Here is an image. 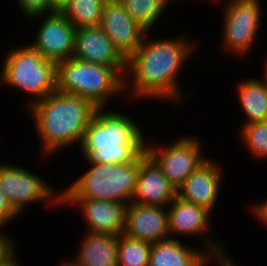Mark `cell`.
<instances>
[{"label": "cell", "mask_w": 267, "mask_h": 266, "mask_svg": "<svg viewBox=\"0 0 267 266\" xmlns=\"http://www.w3.org/2000/svg\"><path fill=\"white\" fill-rule=\"evenodd\" d=\"M56 90L84 97L98 108H108L112 97L120 93L125 96V78L114 67L71 57L56 63Z\"/></svg>", "instance_id": "cell-4"}, {"label": "cell", "mask_w": 267, "mask_h": 266, "mask_svg": "<svg viewBox=\"0 0 267 266\" xmlns=\"http://www.w3.org/2000/svg\"><path fill=\"white\" fill-rule=\"evenodd\" d=\"M176 196L177 189L146 154L139 161L136 190L130 203L167 207Z\"/></svg>", "instance_id": "cell-17"}, {"label": "cell", "mask_w": 267, "mask_h": 266, "mask_svg": "<svg viewBox=\"0 0 267 266\" xmlns=\"http://www.w3.org/2000/svg\"><path fill=\"white\" fill-rule=\"evenodd\" d=\"M173 0H119L131 18L147 32L152 29Z\"/></svg>", "instance_id": "cell-22"}, {"label": "cell", "mask_w": 267, "mask_h": 266, "mask_svg": "<svg viewBox=\"0 0 267 266\" xmlns=\"http://www.w3.org/2000/svg\"><path fill=\"white\" fill-rule=\"evenodd\" d=\"M212 260L214 263L215 259L206 250L170 238L152 244L149 266H208Z\"/></svg>", "instance_id": "cell-18"}, {"label": "cell", "mask_w": 267, "mask_h": 266, "mask_svg": "<svg viewBox=\"0 0 267 266\" xmlns=\"http://www.w3.org/2000/svg\"><path fill=\"white\" fill-rule=\"evenodd\" d=\"M123 234L150 244L170 239L168 208L130 203Z\"/></svg>", "instance_id": "cell-15"}, {"label": "cell", "mask_w": 267, "mask_h": 266, "mask_svg": "<svg viewBox=\"0 0 267 266\" xmlns=\"http://www.w3.org/2000/svg\"><path fill=\"white\" fill-rule=\"evenodd\" d=\"M107 0H69L60 12L76 27L99 26Z\"/></svg>", "instance_id": "cell-21"}, {"label": "cell", "mask_w": 267, "mask_h": 266, "mask_svg": "<svg viewBox=\"0 0 267 266\" xmlns=\"http://www.w3.org/2000/svg\"><path fill=\"white\" fill-rule=\"evenodd\" d=\"M29 109L43 153L49 156L78 143L80 147L98 107L84 97L56 90Z\"/></svg>", "instance_id": "cell-2"}, {"label": "cell", "mask_w": 267, "mask_h": 266, "mask_svg": "<svg viewBox=\"0 0 267 266\" xmlns=\"http://www.w3.org/2000/svg\"><path fill=\"white\" fill-rule=\"evenodd\" d=\"M42 179L28 168L0 164V189L19 216L34 203L49 202L50 206H61V191L54 194L53 186Z\"/></svg>", "instance_id": "cell-8"}, {"label": "cell", "mask_w": 267, "mask_h": 266, "mask_svg": "<svg viewBox=\"0 0 267 266\" xmlns=\"http://www.w3.org/2000/svg\"><path fill=\"white\" fill-rule=\"evenodd\" d=\"M239 132L240 140L253 157L264 161L267 158V121L242 124Z\"/></svg>", "instance_id": "cell-24"}, {"label": "cell", "mask_w": 267, "mask_h": 266, "mask_svg": "<svg viewBox=\"0 0 267 266\" xmlns=\"http://www.w3.org/2000/svg\"><path fill=\"white\" fill-rule=\"evenodd\" d=\"M176 38L144 37L139 48L127 59L126 75L129 77L125 76V93L129 96L126 97L139 99V102L143 98L180 102L183 97L178 83L180 73L185 62L192 58L191 54L196 52V44L185 36Z\"/></svg>", "instance_id": "cell-1"}, {"label": "cell", "mask_w": 267, "mask_h": 266, "mask_svg": "<svg viewBox=\"0 0 267 266\" xmlns=\"http://www.w3.org/2000/svg\"><path fill=\"white\" fill-rule=\"evenodd\" d=\"M73 57L80 61L114 67L124 78L127 60L99 26L77 28Z\"/></svg>", "instance_id": "cell-14"}, {"label": "cell", "mask_w": 267, "mask_h": 266, "mask_svg": "<svg viewBox=\"0 0 267 266\" xmlns=\"http://www.w3.org/2000/svg\"><path fill=\"white\" fill-rule=\"evenodd\" d=\"M20 261H18L17 253H15L9 260L0 266H20Z\"/></svg>", "instance_id": "cell-29"}, {"label": "cell", "mask_w": 267, "mask_h": 266, "mask_svg": "<svg viewBox=\"0 0 267 266\" xmlns=\"http://www.w3.org/2000/svg\"><path fill=\"white\" fill-rule=\"evenodd\" d=\"M182 136L169 145L166 143L155 146L146 143L145 146L146 154L177 190L190 174L209 159L196 136Z\"/></svg>", "instance_id": "cell-9"}, {"label": "cell", "mask_w": 267, "mask_h": 266, "mask_svg": "<svg viewBox=\"0 0 267 266\" xmlns=\"http://www.w3.org/2000/svg\"><path fill=\"white\" fill-rule=\"evenodd\" d=\"M0 82L29 93L28 106L56 91V63L43 57L29 44L7 52Z\"/></svg>", "instance_id": "cell-6"}, {"label": "cell", "mask_w": 267, "mask_h": 266, "mask_svg": "<svg viewBox=\"0 0 267 266\" xmlns=\"http://www.w3.org/2000/svg\"><path fill=\"white\" fill-rule=\"evenodd\" d=\"M30 19L41 21L35 40L29 44L32 48L55 63L73 57L77 28L60 11Z\"/></svg>", "instance_id": "cell-11"}, {"label": "cell", "mask_w": 267, "mask_h": 266, "mask_svg": "<svg viewBox=\"0 0 267 266\" xmlns=\"http://www.w3.org/2000/svg\"><path fill=\"white\" fill-rule=\"evenodd\" d=\"M53 4L59 9L61 10L62 7L69 1V0H52Z\"/></svg>", "instance_id": "cell-30"}, {"label": "cell", "mask_w": 267, "mask_h": 266, "mask_svg": "<svg viewBox=\"0 0 267 266\" xmlns=\"http://www.w3.org/2000/svg\"><path fill=\"white\" fill-rule=\"evenodd\" d=\"M130 116L98 108L88 124L80 151L95 163H130L145 152L147 139Z\"/></svg>", "instance_id": "cell-3"}, {"label": "cell", "mask_w": 267, "mask_h": 266, "mask_svg": "<svg viewBox=\"0 0 267 266\" xmlns=\"http://www.w3.org/2000/svg\"><path fill=\"white\" fill-rule=\"evenodd\" d=\"M61 205L78 207L90 233L120 235L124 232L129 204L95 198H61Z\"/></svg>", "instance_id": "cell-13"}, {"label": "cell", "mask_w": 267, "mask_h": 266, "mask_svg": "<svg viewBox=\"0 0 267 266\" xmlns=\"http://www.w3.org/2000/svg\"><path fill=\"white\" fill-rule=\"evenodd\" d=\"M141 153L130 163H89V169L61 191L62 198H95L130 204L136 190Z\"/></svg>", "instance_id": "cell-5"}, {"label": "cell", "mask_w": 267, "mask_h": 266, "mask_svg": "<svg viewBox=\"0 0 267 266\" xmlns=\"http://www.w3.org/2000/svg\"><path fill=\"white\" fill-rule=\"evenodd\" d=\"M72 260V261H71ZM61 264V266H81V265H79V264H77L73 259H71L70 258V261L68 260V261H64V263L62 262V263H60Z\"/></svg>", "instance_id": "cell-31"}, {"label": "cell", "mask_w": 267, "mask_h": 266, "mask_svg": "<svg viewBox=\"0 0 267 266\" xmlns=\"http://www.w3.org/2000/svg\"><path fill=\"white\" fill-rule=\"evenodd\" d=\"M249 78L237 84L239 104L245 113L244 124L267 121V76Z\"/></svg>", "instance_id": "cell-20"}, {"label": "cell", "mask_w": 267, "mask_h": 266, "mask_svg": "<svg viewBox=\"0 0 267 266\" xmlns=\"http://www.w3.org/2000/svg\"><path fill=\"white\" fill-rule=\"evenodd\" d=\"M3 228H0V265L9 260L15 253V243L11 235L2 232ZM14 244V245H13Z\"/></svg>", "instance_id": "cell-27"}, {"label": "cell", "mask_w": 267, "mask_h": 266, "mask_svg": "<svg viewBox=\"0 0 267 266\" xmlns=\"http://www.w3.org/2000/svg\"><path fill=\"white\" fill-rule=\"evenodd\" d=\"M73 260L81 266H117L118 235L85 233ZM80 251V252H79Z\"/></svg>", "instance_id": "cell-19"}, {"label": "cell", "mask_w": 267, "mask_h": 266, "mask_svg": "<svg viewBox=\"0 0 267 266\" xmlns=\"http://www.w3.org/2000/svg\"><path fill=\"white\" fill-rule=\"evenodd\" d=\"M152 244L129 238L123 233L118 236L117 266H149Z\"/></svg>", "instance_id": "cell-23"}, {"label": "cell", "mask_w": 267, "mask_h": 266, "mask_svg": "<svg viewBox=\"0 0 267 266\" xmlns=\"http://www.w3.org/2000/svg\"><path fill=\"white\" fill-rule=\"evenodd\" d=\"M266 62L264 63L263 67H264V74L267 76V56L266 59H264Z\"/></svg>", "instance_id": "cell-32"}, {"label": "cell", "mask_w": 267, "mask_h": 266, "mask_svg": "<svg viewBox=\"0 0 267 266\" xmlns=\"http://www.w3.org/2000/svg\"><path fill=\"white\" fill-rule=\"evenodd\" d=\"M260 3V0H227L223 5L222 48L234 53V57H245L255 44L262 25Z\"/></svg>", "instance_id": "cell-7"}, {"label": "cell", "mask_w": 267, "mask_h": 266, "mask_svg": "<svg viewBox=\"0 0 267 266\" xmlns=\"http://www.w3.org/2000/svg\"><path fill=\"white\" fill-rule=\"evenodd\" d=\"M252 214H254L257 220L262 221L267 226V198L265 200H261L258 203L253 202V205L250 207Z\"/></svg>", "instance_id": "cell-28"}, {"label": "cell", "mask_w": 267, "mask_h": 266, "mask_svg": "<svg viewBox=\"0 0 267 266\" xmlns=\"http://www.w3.org/2000/svg\"><path fill=\"white\" fill-rule=\"evenodd\" d=\"M19 215L13 210L5 194L0 189V228L5 229L10 221H13ZM7 223V224H6Z\"/></svg>", "instance_id": "cell-26"}, {"label": "cell", "mask_w": 267, "mask_h": 266, "mask_svg": "<svg viewBox=\"0 0 267 266\" xmlns=\"http://www.w3.org/2000/svg\"><path fill=\"white\" fill-rule=\"evenodd\" d=\"M99 27L126 60L139 48L148 33L131 18L119 0L105 2Z\"/></svg>", "instance_id": "cell-12"}, {"label": "cell", "mask_w": 267, "mask_h": 266, "mask_svg": "<svg viewBox=\"0 0 267 266\" xmlns=\"http://www.w3.org/2000/svg\"><path fill=\"white\" fill-rule=\"evenodd\" d=\"M222 167L213 159H208L187 177L178 188L177 196L212 213L218 197H220L219 192L223 179Z\"/></svg>", "instance_id": "cell-16"}, {"label": "cell", "mask_w": 267, "mask_h": 266, "mask_svg": "<svg viewBox=\"0 0 267 266\" xmlns=\"http://www.w3.org/2000/svg\"><path fill=\"white\" fill-rule=\"evenodd\" d=\"M21 13L28 18L59 12L52 0H17Z\"/></svg>", "instance_id": "cell-25"}, {"label": "cell", "mask_w": 267, "mask_h": 266, "mask_svg": "<svg viewBox=\"0 0 267 266\" xmlns=\"http://www.w3.org/2000/svg\"><path fill=\"white\" fill-rule=\"evenodd\" d=\"M168 207V225L171 239L175 236L195 237L200 240L204 250L208 252L215 261L231 258L226 253V248L220 244L217 239H212L210 232V215L211 213L205 208L188 202L178 196L167 206ZM209 230V231H208ZM209 234V235H208ZM175 235V236H174ZM210 237L208 238L207 237ZM172 236V237H171ZM217 241V242H215Z\"/></svg>", "instance_id": "cell-10"}]
</instances>
